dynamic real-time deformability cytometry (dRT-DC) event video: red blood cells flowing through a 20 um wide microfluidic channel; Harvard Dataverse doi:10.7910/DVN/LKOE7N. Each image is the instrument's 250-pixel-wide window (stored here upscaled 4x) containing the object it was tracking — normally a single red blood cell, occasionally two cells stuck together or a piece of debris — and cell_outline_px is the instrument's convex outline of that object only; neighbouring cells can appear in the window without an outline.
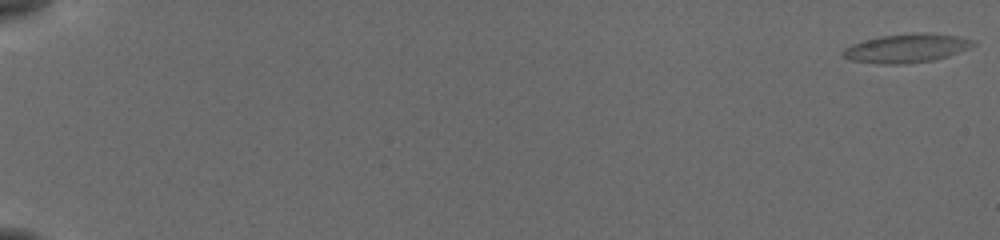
{"species": "common noctule bat (a hibernating species)", "species_latin": "Nyctalus noctula", "temperature_condition": "cold", "stored_images_in_passage": 35, "camera_frame_rate_fps": 3000, "um_per_image_px": 0.085, "animal": {"sex": "female", "body_mass_g": 19.5, "forearm_length_mm": 54.1}, "frame": {"image": 1, "passage_image": 1, "time_ms": 0.0, "image_size_px": [1000, 240], "cell_outline_px": [[976, 44], [948, 56], [932, 60], [896, 64], [884, 64], [852, 60], [840, 56], [840, 52], [844, 48], [852, 44], [864, 40], [880, 36], [956, 36], [976, 40]], "centroid_in_image_um": [76.95, 4.15], "position_along_channel_um": 8.0, "area_um2": 20.46}}
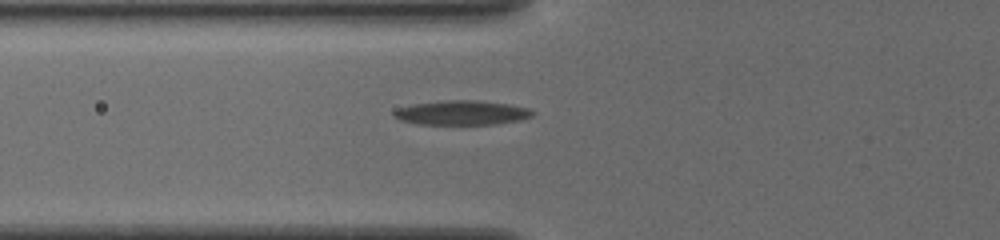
{"frame": {"image": 2, "passage_image": 22, "time_ms": 7.0, "image_size_px": [1000, 240], "cell_outline_px": [[532, 116], [520, 120], [496, 124], [420, 124], [400, 120], [392, 116], [392, 112], [400, 108], [416, 104], [448, 100], [472, 100], [508, 104], [528, 108], [532, 112]], "centroid_in_image_um": [39.24, 9.59], "position_along_channel_um": 86.6, "area_um2": 19.36}}
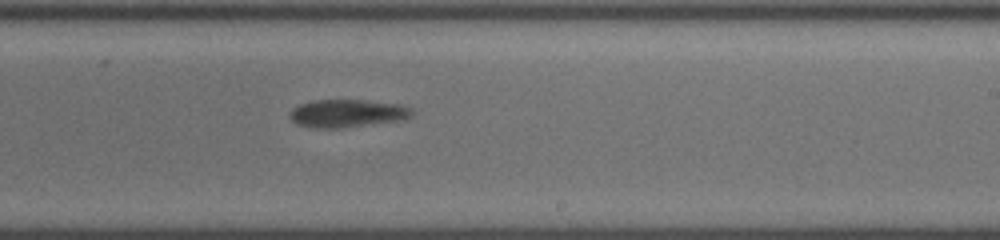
{"frame": {"image": 3, "passage_image": 35, "time_ms": 11.333, "image_size_px": [1000, 240], "cell_outline_px": [[412, 112], [404, 120], [344, 128], [316, 128], [296, 124], [288, 116], [292, 108], [300, 104], [312, 100], [364, 100], [400, 104], [412, 108]], "centroid_in_image_um": [29.49, 9.64], "position_along_channel_um": 259.5, "area_um2": 20.0}}